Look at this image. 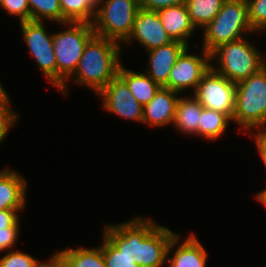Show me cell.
Here are the masks:
<instances>
[{"mask_svg": "<svg viewBox=\"0 0 266 267\" xmlns=\"http://www.w3.org/2000/svg\"><path fill=\"white\" fill-rule=\"evenodd\" d=\"M193 96L206 109L222 112L231 120L235 111L236 83L212 68L202 77Z\"/></svg>", "mask_w": 266, "mask_h": 267, "instance_id": "ba28073f", "label": "cell"}, {"mask_svg": "<svg viewBox=\"0 0 266 267\" xmlns=\"http://www.w3.org/2000/svg\"><path fill=\"white\" fill-rule=\"evenodd\" d=\"M135 40L148 51L172 42L162 25L157 11H150L143 8H139L137 11L132 32L122 44H131Z\"/></svg>", "mask_w": 266, "mask_h": 267, "instance_id": "7c38bea8", "label": "cell"}, {"mask_svg": "<svg viewBox=\"0 0 266 267\" xmlns=\"http://www.w3.org/2000/svg\"><path fill=\"white\" fill-rule=\"evenodd\" d=\"M19 219L11 226L0 229V252L13 250L19 236Z\"/></svg>", "mask_w": 266, "mask_h": 267, "instance_id": "f546056e", "label": "cell"}, {"mask_svg": "<svg viewBox=\"0 0 266 267\" xmlns=\"http://www.w3.org/2000/svg\"><path fill=\"white\" fill-rule=\"evenodd\" d=\"M225 0H185L192 24L196 29L206 27L219 13Z\"/></svg>", "mask_w": 266, "mask_h": 267, "instance_id": "7402d4cb", "label": "cell"}, {"mask_svg": "<svg viewBox=\"0 0 266 267\" xmlns=\"http://www.w3.org/2000/svg\"><path fill=\"white\" fill-rule=\"evenodd\" d=\"M8 93L3 88L2 82L0 81V105L1 104H10V99Z\"/></svg>", "mask_w": 266, "mask_h": 267, "instance_id": "e575fe53", "label": "cell"}, {"mask_svg": "<svg viewBox=\"0 0 266 267\" xmlns=\"http://www.w3.org/2000/svg\"><path fill=\"white\" fill-rule=\"evenodd\" d=\"M203 106L193 96L180 97L176 106L173 126L182 134L198 136V123Z\"/></svg>", "mask_w": 266, "mask_h": 267, "instance_id": "ac0fdd59", "label": "cell"}, {"mask_svg": "<svg viewBox=\"0 0 266 267\" xmlns=\"http://www.w3.org/2000/svg\"><path fill=\"white\" fill-rule=\"evenodd\" d=\"M188 46L179 41L152 49L148 52V64L144 71L155 83L164 87L169 80L170 71L178 57Z\"/></svg>", "mask_w": 266, "mask_h": 267, "instance_id": "5bb4252c", "label": "cell"}, {"mask_svg": "<svg viewBox=\"0 0 266 267\" xmlns=\"http://www.w3.org/2000/svg\"><path fill=\"white\" fill-rule=\"evenodd\" d=\"M256 199L266 207V188L256 194Z\"/></svg>", "mask_w": 266, "mask_h": 267, "instance_id": "d590c367", "label": "cell"}, {"mask_svg": "<svg viewBox=\"0 0 266 267\" xmlns=\"http://www.w3.org/2000/svg\"><path fill=\"white\" fill-rule=\"evenodd\" d=\"M7 14L17 16L20 22L30 21L28 0H3L0 5Z\"/></svg>", "mask_w": 266, "mask_h": 267, "instance_id": "83f0119b", "label": "cell"}, {"mask_svg": "<svg viewBox=\"0 0 266 267\" xmlns=\"http://www.w3.org/2000/svg\"><path fill=\"white\" fill-rule=\"evenodd\" d=\"M230 121L222 112L203 108L198 123V136L209 141L217 140L223 136Z\"/></svg>", "mask_w": 266, "mask_h": 267, "instance_id": "44dd1931", "label": "cell"}, {"mask_svg": "<svg viewBox=\"0 0 266 267\" xmlns=\"http://www.w3.org/2000/svg\"><path fill=\"white\" fill-rule=\"evenodd\" d=\"M18 173L8 167L0 171V210H25L27 181Z\"/></svg>", "mask_w": 266, "mask_h": 267, "instance_id": "2e32d148", "label": "cell"}, {"mask_svg": "<svg viewBox=\"0 0 266 267\" xmlns=\"http://www.w3.org/2000/svg\"><path fill=\"white\" fill-rule=\"evenodd\" d=\"M251 135L254 136L253 138L255 140L257 151H259L258 153L262 159V164H264L266 168V130L258 131L256 133L253 132Z\"/></svg>", "mask_w": 266, "mask_h": 267, "instance_id": "1f68e13d", "label": "cell"}, {"mask_svg": "<svg viewBox=\"0 0 266 267\" xmlns=\"http://www.w3.org/2000/svg\"><path fill=\"white\" fill-rule=\"evenodd\" d=\"M232 122L247 132L264 131L266 126V66L236 83L235 111Z\"/></svg>", "mask_w": 266, "mask_h": 267, "instance_id": "277c9868", "label": "cell"}, {"mask_svg": "<svg viewBox=\"0 0 266 267\" xmlns=\"http://www.w3.org/2000/svg\"><path fill=\"white\" fill-rule=\"evenodd\" d=\"M178 92L161 87L149 103L143 106L142 122L152 127H165L173 124Z\"/></svg>", "mask_w": 266, "mask_h": 267, "instance_id": "9a60e30c", "label": "cell"}, {"mask_svg": "<svg viewBox=\"0 0 266 267\" xmlns=\"http://www.w3.org/2000/svg\"><path fill=\"white\" fill-rule=\"evenodd\" d=\"M175 235L169 228L140 216L116 225L107 224L103 231L114 247L140 267L167 265L168 248Z\"/></svg>", "mask_w": 266, "mask_h": 267, "instance_id": "6da1fadb", "label": "cell"}, {"mask_svg": "<svg viewBox=\"0 0 266 267\" xmlns=\"http://www.w3.org/2000/svg\"><path fill=\"white\" fill-rule=\"evenodd\" d=\"M97 96L103 101V109L120 116L119 118L141 122L143 119V105L140 104L127 84L117 75Z\"/></svg>", "mask_w": 266, "mask_h": 267, "instance_id": "8fae6325", "label": "cell"}, {"mask_svg": "<svg viewBox=\"0 0 266 267\" xmlns=\"http://www.w3.org/2000/svg\"><path fill=\"white\" fill-rule=\"evenodd\" d=\"M99 0H60L63 18L67 22H86L95 20Z\"/></svg>", "mask_w": 266, "mask_h": 267, "instance_id": "603a6c76", "label": "cell"}, {"mask_svg": "<svg viewBox=\"0 0 266 267\" xmlns=\"http://www.w3.org/2000/svg\"><path fill=\"white\" fill-rule=\"evenodd\" d=\"M40 261L20 250H10L0 257V267H36Z\"/></svg>", "mask_w": 266, "mask_h": 267, "instance_id": "4316f807", "label": "cell"}, {"mask_svg": "<svg viewBox=\"0 0 266 267\" xmlns=\"http://www.w3.org/2000/svg\"><path fill=\"white\" fill-rule=\"evenodd\" d=\"M36 267H65V264L59 254L56 252L46 263L40 262Z\"/></svg>", "mask_w": 266, "mask_h": 267, "instance_id": "836d02e7", "label": "cell"}, {"mask_svg": "<svg viewBox=\"0 0 266 267\" xmlns=\"http://www.w3.org/2000/svg\"><path fill=\"white\" fill-rule=\"evenodd\" d=\"M211 68L232 82L242 81L266 66V57L245 37L223 44L211 53ZM218 64V65H217Z\"/></svg>", "mask_w": 266, "mask_h": 267, "instance_id": "8992f818", "label": "cell"}, {"mask_svg": "<svg viewBox=\"0 0 266 267\" xmlns=\"http://www.w3.org/2000/svg\"><path fill=\"white\" fill-rule=\"evenodd\" d=\"M102 254L106 267H140L134 260L123 255L104 236L102 241Z\"/></svg>", "mask_w": 266, "mask_h": 267, "instance_id": "d4e9b609", "label": "cell"}, {"mask_svg": "<svg viewBox=\"0 0 266 267\" xmlns=\"http://www.w3.org/2000/svg\"><path fill=\"white\" fill-rule=\"evenodd\" d=\"M248 18L253 30L266 31V0H246Z\"/></svg>", "mask_w": 266, "mask_h": 267, "instance_id": "484cf974", "label": "cell"}, {"mask_svg": "<svg viewBox=\"0 0 266 267\" xmlns=\"http://www.w3.org/2000/svg\"><path fill=\"white\" fill-rule=\"evenodd\" d=\"M24 42L45 77L57 88V63L53 49V34H48L42 21L20 22Z\"/></svg>", "mask_w": 266, "mask_h": 267, "instance_id": "9c48e42d", "label": "cell"}, {"mask_svg": "<svg viewBox=\"0 0 266 267\" xmlns=\"http://www.w3.org/2000/svg\"><path fill=\"white\" fill-rule=\"evenodd\" d=\"M19 115L10 108V104L0 105V144L8 136L11 127L15 125Z\"/></svg>", "mask_w": 266, "mask_h": 267, "instance_id": "f1b7e54d", "label": "cell"}, {"mask_svg": "<svg viewBox=\"0 0 266 267\" xmlns=\"http://www.w3.org/2000/svg\"><path fill=\"white\" fill-rule=\"evenodd\" d=\"M202 48L211 54L219 46L256 33L248 18L246 0H225L215 18L203 28Z\"/></svg>", "mask_w": 266, "mask_h": 267, "instance_id": "5b68a950", "label": "cell"}, {"mask_svg": "<svg viewBox=\"0 0 266 267\" xmlns=\"http://www.w3.org/2000/svg\"><path fill=\"white\" fill-rule=\"evenodd\" d=\"M184 3L185 0H139V7L150 11H159L163 8Z\"/></svg>", "mask_w": 266, "mask_h": 267, "instance_id": "4dcf8cb0", "label": "cell"}, {"mask_svg": "<svg viewBox=\"0 0 266 267\" xmlns=\"http://www.w3.org/2000/svg\"><path fill=\"white\" fill-rule=\"evenodd\" d=\"M122 45L97 35L86 44L74 74L68 79L98 94L118 75ZM120 60V61H119Z\"/></svg>", "mask_w": 266, "mask_h": 267, "instance_id": "7a4b0ae2", "label": "cell"}, {"mask_svg": "<svg viewBox=\"0 0 266 267\" xmlns=\"http://www.w3.org/2000/svg\"><path fill=\"white\" fill-rule=\"evenodd\" d=\"M180 238L181 235L176 234L169 245L167 255V264L169 265L167 266L206 267L208 256L207 251L204 246L199 242L194 232L190 233L188 237H185V240H181ZM173 249L174 251H172ZM171 252L173 253V255Z\"/></svg>", "mask_w": 266, "mask_h": 267, "instance_id": "4fadbf2b", "label": "cell"}, {"mask_svg": "<svg viewBox=\"0 0 266 267\" xmlns=\"http://www.w3.org/2000/svg\"><path fill=\"white\" fill-rule=\"evenodd\" d=\"M28 3L32 21L67 22L62 15L60 0H28Z\"/></svg>", "mask_w": 266, "mask_h": 267, "instance_id": "cb8c5ba5", "label": "cell"}, {"mask_svg": "<svg viewBox=\"0 0 266 267\" xmlns=\"http://www.w3.org/2000/svg\"><path fill=\"white\" fill-rule=\"evenodd\" d=\"M121 64L118 76L127 84L135 99L143 106L150 102L161 86L154 82L145 72L125 69Z\"/></svg>", "mask_w": 266, "mask_h": 267, "instance_id": "d6986e66", "label": "cell"}, {"mask_svg": "<svg viewBox=\"0 0 266 267\" xmlns=\"http://www.w3.org/2000/svg\"><path fill=\"white\" fill-rule=\"evenodd\" d=\"M19 211L23 210H0V229L11 227L19 219Z\"/></svg>", "mask_w": 266, "mask_h": 267, "instance_id": "d6a6232c", "label": "cell"}, {"mask_svg": "<svg viewBox=\"0 0 266 267\" xmlns=\"http://www.w3.org/2000/svg\"><path fill=\"white\" fill-rule=\"evenodd\" d=\"M61 25L67 29L53 33V49L57 63V89L67 96V80L74 74L84 48L95 32L93 24L86 22H66Z\"/></svg>", "mask_w": 266, "mask_h": 267, "instance_id": "3957f363", "label": "cell"}, {"mask_svg": "<svg viewBox=\"0 0 266 267\" xmlns=\"http://www.w3.org/2000/svg\"><path fill=\"white\" fill-rule=\"evenodd\" d=\"M167 35L172 41H179L189 47L188 37L195 34L186 4L170 6L157 11Z\"/></svg>", "mask_w": 266, "mask_h": 267, "instance_id": "e0dca14e", "label": "cell"}, {"mask_svg": "<svg viewBox=\"0 0 266 267\" xmlns=\"http://www.w3.org/2000/svg\"><path fill=\"white\" fill-rule=\"evenodd\" d=\"M139 0H99L95 20V35L124 43L130 36Z\"/></svg>", "mask_w": 266, "mask_h": 267, "instance_id": "52a82bcc", "label": "cell"}, {"mask_svg": "<svg viewBox=\"0 0 266 267\" xmlns=\"http://www.w3.org/2000/svg\"><path fill=\"white\" fill-rule=\"evenodd\" d=\"M187 47L178 57L173 68L170 71L168 83L165 88L171 89L178 93L186 89H192L194 92L202 77L209 71L211 65V54L201 49L202 55L191 54ZM184 90V91H183Z\"/></svg>", "mask_w": 266, "mask_h": 267, "instance_id": "30bf717a", "label": "cell"}, {"mask_svg": "<svg viewBox=\"0 0 266 267\" xmlns=\"http://www.w3.org/2000/svg\"><path fill=\"white\" fill-rule=\"evenodd\" d=\"M65 267H106L102 254V244L95 248H67L57 251Z\"/></svg>", "mask_w": 266, "mask_h": 267, "instance_id": "ffe728a7", "label": "cell"}]
</instances>
